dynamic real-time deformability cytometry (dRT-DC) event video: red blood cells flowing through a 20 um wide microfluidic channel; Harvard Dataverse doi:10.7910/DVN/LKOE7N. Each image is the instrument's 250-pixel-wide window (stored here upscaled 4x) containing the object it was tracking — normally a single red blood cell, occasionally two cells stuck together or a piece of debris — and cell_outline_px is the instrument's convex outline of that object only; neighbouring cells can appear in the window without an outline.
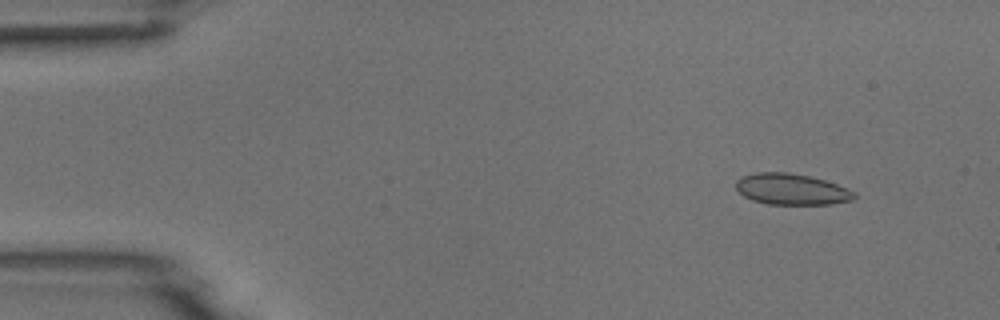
{"species": "common noctule bat (a hibernating species)", "species_latin": "Nyctalus noctula", "temperature_condition": "room temperature", "stored_images_in_passage": 10, "camera_frame_rate_fps": 3000, "um_per_image_px": 0.085, "animal": {"sex": "male", "body_mass_g": 18.8}, "frame": {"image": 1, "passage_image": 1, "time_ms": 0.0, "image_size_px": [1000, 320], "cell_outline_px": [[856, 196], [852, 200], [828, 204], [768, 204], [752, 200], [744, 196], [736, 188], [736, 180], [740, 176], [756, 172], [788, 172], [808, 176], [824, 180], [848, 188], [856, 192]], "centroid_in_image_um": [67.26, 16.08], "position_along_channel_um": 17.7, "area_um2": 21.44}}
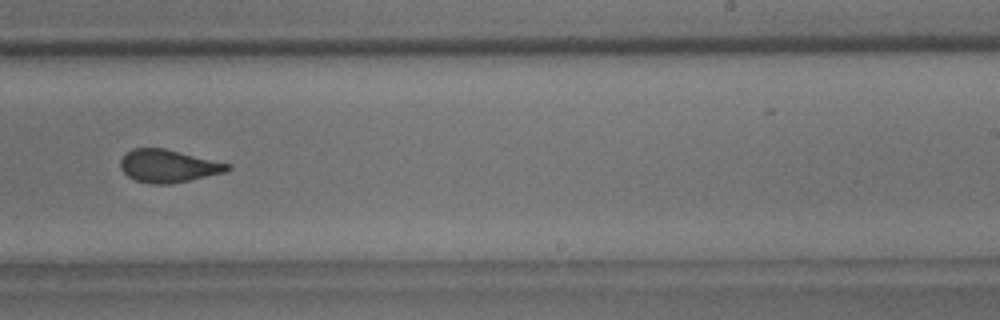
{"frame": {"image": 2, "passage_image": 9, "time_ms": 9.333, "image_size_px": [1000, 320], "cell_outline_px": [[232, 168], [224, 172], [172, 184], [152, 184], [136, 180], [128, 176], [120, 168], [120, 160], [132, 148], [164, 148], [232, 164]], "centroid_in_image_um": [14.31, 14.11], "position_along_channel_um": 274.7, "area_um2": 20.35}}
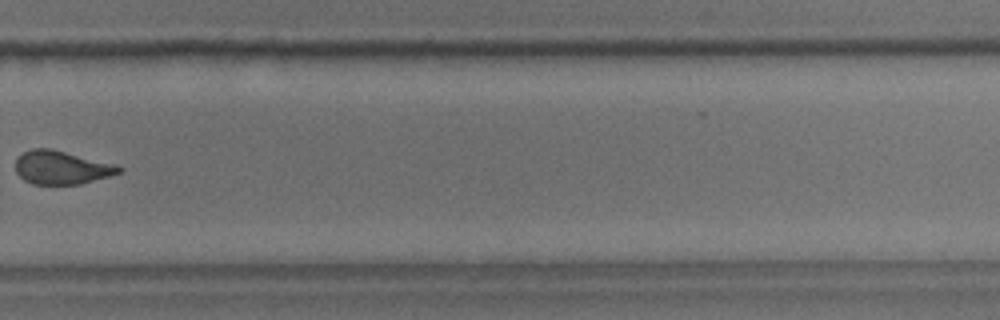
{"frame": {"image": 3, "passage_image": 10, "time_ms": 10.667, "image_size_px": [1000, 320], "cell_outline_px": [[124, 168], [120, 172], [108, 176], [80, 184], [32, 184], [24, 180], [16, 172], [16, 160], [24, 152], [32, 148], [52, 148], [116, 164]], "centroid_in_image_um": [5.23, 14.23], "position_along_channel_um": 324.6, "area_um2": 20.11}}